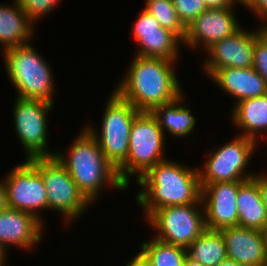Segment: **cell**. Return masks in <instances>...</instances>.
<instances>
[{
  "mask_svg": "<svg viewBox=\"0 0 267 266\" xmlns=\"http://www.w3.org/2000/svg\"><path fill=\"white\" fill-rule=\"evenodd\" d=\"M130 261L125 266H154L141 252L132 257Z\"/></svg>",
  "mask_w": 267,
  "mask_h": 266,
  "instance_id": "33",
  "label": "cell"
},
{
  "mask_svg": "<svg viewBox=\"0 0 267 266\" xmlns=\"http://www.w3.org/2000/svg\"><path fill=\"white\" fill-rule=\"evenodd\" d=\"M206 9L231 8L236 4L233 0H204Z\"/></svg>",
  "mask_w": 267,
  "mask_h": 266,
  "instance_id": "32",
  "label": "cell"
},
{
  "mask_svg": "<svg viewBox=\"0 0 267 266\" xmlns=\"http://www.w3.org/2000/svg\"><path fill=\"white\" fill-rule=\"evenodd\" d=\"M140 244V252L154 266H183L187 257V249L162 242L155 237Z\"/></svg>",
  "mask_w": 267,
  "mask_h": 266,
  "instance_id": "24",
  "label": "cell"
},
{
  "mask_svg": "<svg viewBox=\"0 0 267 266\" xmlns=\"http://www.w3.org/2000/svg\"><path fill=\"white\" fill-rule=\"evenodd\" d=\"M4 66L16 96L54 102L55 84L51 66L30 43L5 49ZM55 85V86H54Z\"/></svg>",
  "mask_w": 267,
  "mask_h": 266,
  "instance_id": "4",
  "label": "cell"
},
{
  "mask_svg": "<svg viewBox=\"0 0 267 266\" xmlns=\"http://www.w3.org/2000/svg\"><path fill=\"white\" fill-rule=\"evenodd\" d=\"M136 56L158 57L177 61L183 41L174 32L140 33Z\"/></svg>",
  "mask_w": 267,
  "mask_h": 266,
  "instance_id": "22",
  "label": "cell"
},
{
  "mask_svg": "<svg viewBox=\"0 0 267 266\" xmlns=\"http://www.w3.org/2000/svg\"><path fill=\"white\" fill-rule=\"evenodd\" d=\"M183 266H204V265L187 255V257L184 260Z\"/></svg>",
  "mask_w": 267,
  "mask_h": 266,
  "instance_id": "36",
  "label": "cell"
},
{
  "mask_svg": "<svg viewBox=\"0 0 267 266\" xmlns=\"http://www.w3.org/2000/svg\"><path fill=\"white\" fill-rule=\"evenodd\" d=\"M165 135L152 112H140L135 117L126 161L117 169L120 180L127 188L130 186V177L136 176L135 181H137L151 167L168 159L164 156Z\"/></svg>",
  "mask_w": 267,
  "mask_h": 266,
  "instance_id": "5",
  "label": "cell"
},
{
  "mask_svg": "<svg viewBox=\"0 0 267 266\" xmlns=\"http://www.w3.org/2000/svg\"><path fill=\"white\" fill-rule=\"evenodd\" d=\"M238 226L264 231L267 227V210L262 202L256 182L245 180L237 193Z\"/></svg>",
  "mask_w": 267,
  "mask_h": 266,
  "instance_id": "20",
  "label": "cell"
},
{
  "mask_svg": "<svg viewBox=\"0 0 267 266\" xmlns=\"http://www.w3.org/2000/svg\"><path fill=\"white\" fill-rule=\"evenodd\" d=\"M6 260L5 258L0 254V266H6Z\"/></svg>",
  "mask_w": 267,
  "mask_h": 266,
  "instance_id": "38",
  "label": "cell"
},
{
  "mask_svg": "<svg viewBox=\"0 0 267 266\" xmlns=\"http://www.w3.org/2000/svg\"><path fill=\"white\" fill-rule=\"evenodd\" d=\"M257 142L251 138L238 135L221 147H213L207 153L206 162L198 168L200 184L217 182L245 181L255 173H248V164L256 152ZM247 170V171H245Z\"/></svg>",
  "mask_w": 267,
  "mask_h": 266,
  "instance_id": "8",
  "label": "cell"
},
{
  "mask_svg": "<svg viewBox=\"0 0 267 266\" xmlns=\"http://www.w3.org/2000/svg\"><path fill=\"white\" fill-rule=\"evenodd\" d=\"M6 188L7 207L35 215L41 218V209L47 210V192L41 174L28 161L15 165L3 177Z\"/></svg>",
  "mask_w": 267,
  "mask_h": 266,
  "instance_id": "11",
  "label": "cell"
},
{
  "mask_svg": "<svg viewBox=\"0 0 267 266\" xmlns=\"http://www.w3.org/2000/svg\"><path fill=\"white\" fill-rule=\"evenodd\" d=\"M233 1L236 3V5L239 3L243 6L248 0H233Z\"/></svg>",
  "mask_w": 267,
  "mask_h": 266,
  "instance_id": "39",
  "label": "cell"
},
{
  "mask_svg": "<svg viewBox=\"0 0 267 266\" xmlns=\"http://www.w3.org/2000/svg\"><path fill=\"white\" fill-rule=\"evenodd\" d=\"M263 22L259 28H256V32L258 35V38L261 42H263L267 46V18L261 19Z\"/></svg>",
  "mask_w": 267,
  "mask_h": 266,
  "instance_id": "34",
  "label": "cell"
},
{
  "mask_svg": "<svg viewBox=\"0 0 267 266\" xmlns=\"http://www.w3.org/2000/svg\"><path fill=\"white\" fill-rule=\"evenodd\" d=\"M176 62L134 55L128 71L113 90L138 111L152 112L184 93L175 73Z\"/></svg>",
  "mask_w": 267,
  "mask_h": 266,
  "instance_id": "1",
  "label": "cell"
},
{
  "mask_svg": "<svg viewBox=\"0 0 267 266\" xmlns=\"http://www.w3.org/2000/svg\"><path fill=\"white\" fill-rule=\"evenodd\" d=\"M225 241L227 258L245 266H267V245L264 231L241 226L220 230Z\"/></svg>",
  "mask_w": 267,
  "mask_h": 266,
  "instance_id": "16",
  "label": "cell"
},
{
  "mask_svg": "<svg viewBox=\"0 0 267 266\" xmlns=\"http://www.w3.org/2000/svg\"><path fill=\"white\" fill-rule=\"evenodd\" d=\"M209 78L224 92L234 97L235 103L267 94V82L250 68L224 67Z\"/></svg>",
  "mask_w": 267,
  "mask_h": 266,
  "instance_id": "17",
  "label": "cell"
},
{
  "mask_svg": "<svg viewBox=\"0 0 267 266\" xmlns=\"http://www.w3.org/2000/svg\"><path fill=\"white\" fill-rule=\"evenodd\" d=\"M133 39L135 42L140 38V33L150 32H172L169 29L163 28L161 24L147 11L142 9L141 13L135 20L132 26Z\"/></svg>",
  "mask_w": 267,
  "mask_h": 266,
  "instance_id": "28",
  "label": "cell"
},
{
  "mask_svg": "<svg viewBox=\"0 0 267 266\" xmlns=\"http://www.w3.org/2000/svg\"><path fill=\"white\" fill-rule=\"evenodd\" d=\"M43 224L29 212L8 207L0 211V254L7 260L10 245L24 251L36 248L46 230Z\"/></svg>",
  "mask_w": 267,
  "mask_h": 266,
  "instance_id": "15",
  "label": "cell"
},
{
  "mask_svg": "<svg viewBox=\"0 0 267 266\" xmlns=\"http://www.w3.org/2000/svg\"><path fill=\"white\" fill-rule=\"evenodd\" d=\"M146 221L156 230L153 235L156 239L186 249L206 230L201 199L197 203L154 210Z\"/></svg>",
  "mask_w": 267,
  "mask_h": 266,
  "instance_id": "9",
  "label": "cell"
},
{
  "mask_svg": "<svg viewBox=\"0 0 267 266\" xmlns=\"http://www.w3.org/2000/svg\"><path fill=\"white\" fill-rule=\"evenodd\" d=\"M187 255L204 266H218L227 258L221 231L206 229L187 247Z\"/></svg>",
  "mask_w": 267,
  "mask_h": 266,
  "instance_id": "23",
  "label": "cell"
},
{
  "mask_svg": "<svg viewBox=\"0 0 267 266\" xmlns=\"http://www.w3.org/2000/svg\"><path fill=\"white\" fill-rule=\"evenodd\" d=\"M7 208L6 188L3 178L0 179V211Z\"/></svg>",
  "mask_w": 267,
  "mask_h": 266,
  "instance_id": "35",
  "label": "cell"
},
{
  "mask_svg": "<svg viewBox=\"0 0 267 266\" xmlns=\"http://www.w3.org/2000/svg\"><path fill=\"white\" fill-rule=\"evenodd\" d=\"M14 101V131L25 150V160L55 156L57 149L49 151L47 124L48 111L53 109L54 103L20 97H16Z\"/></svg>",
  "mask_w": 267,
  "mask_h": 266,
  "instance_id": "10",
  "label": "cell"
},
{
  "mask_svg": "<svg viewBox=\"0 0 267 266\" xmlns=\"http://www.w3.org/2000/svg\"><path fill=\"white\" fill-rule=\"evenodd\" d=\"M139 113L112 90L103 111L101 130L91 125L84 126L98 141L105 158L116 170L126 161L131 127Z\"/></svg>",
  "mask_w": 267,
  "mask_h": 266,
  "instance_id": "6",
  "label": "cell"
},
{
  "mask_svg": "<svg viewBox=\"0 0 267 266\" xmlns=\"http://www.w3.org/2000/svg\"><path fill=\"white\" fill-rule=\"evenodd\" d=\"M255 30V31H254ZM248 31L242 27L231 36L212 44L205 51L204 73L210 77L224 67L250 68L253 64L255 42L259 39L256 29Z\"/></svg>",
  "mask_w": 267,
  "mask_h": 266,
  "instance_id": "12",
  "label": "cell"
},
{
  "mask_svg": "<svg viewBox=\"0 0 267 266\" xmlns=\"http://www.w3.org/2000/svg\"><path fill=\"white\" fill-rule=\"evenodd\" d=\"M180 21L185 27L206 10L204 0H172Z\"/></svg>",
  "mask_w": 267,
  "mask_h": 266,
  "instance_id": "27",
  "label": "cell"
},
{
  "mask_svg": "<svg viewBox=\"0 0 267 266\" xmlns=\"http://www.w3.org/2000/svg\"><path fill=\"white\" fill-rule=\"evenodd\" d=\"M252 67L267 82V46L259 39L254 45Z\"/></svg>",
  "mask_w": 267,
  "mask_h": 266,
  "instance_id": "29",
  "label": "cell"
},
{
  "mask_svg": "<svg viewBox=\"0 0 267 266\" xmlns=\"http://www.w3.org/2000/svg\"><path fill=\"white\" fill-rule=\"evenodd\" d=\"M136 183L141 187L136 202L145 218L162 207L197 203L201 199L198 169L170 159L151 167Z\"/></svg>",
  "mask_w": 267,
  "mask_h": 266,
  "instance_id": "2",
  "label": "cell"
},
{
  "mask_svg": "<svg viewBox=\"0 0 267 266\" xmlns=\"http://www.w3.org/2000/svg\"><path fill=\"white\" fill-rule=\"evenodd\" d=\"M28 161L41 174L47 192V210L61 213L63 223H73L86 213L91 203L78 190L64 165L55 157H36Z\"/></svg>",
  "mask_w": 267,
  "mask_h": 266,
  "instance_id": "7",
  "label": "cell"
},
{
  "mask_svg": "<svg viewBox=\"0 0 267 266\" xmlns=\"http://www.w3.org/2000/svg\"><path fill=\"white\" fill-rule=\"evenodd\" d=\"M243 6L254 12L257 18H267V0H248Z\"/></svg>",
  "mask_w": 267,
  "mask_h": 266,
  "instance_id": "30",
  "label": "cell"
},
{
  "mask_svg": "<svg viewBox=\"0 0 267 266\" xmlns=\"http://www.w3.org/2000/svg\"><path fill=\"white\" fill-rule=\"evenodd\" d=\"M20 7L27 15L28 19L34 24L41 17L53 11L60 0H17Z\"/></svg>",
  "mask_w": 267,
  "mask_h": 266,
  "instance_id": "26",
  "label": "cell"
},
{
  "mask_svg": "<svg viewBox=\"0 0 267 266\" xmlns=\"http://www.w3.org/2000/svg\"><path fill=\"white\" fill-rule=\"evenodd\" d=\"M243 182L200 184L206 229L238 226L237 193Z\"/></svg>",
  "mask_w": 267,
  "mask_h": 266,
  "instance_id": "14",
  "label": "cell"
},
{
  "mask_svg": "<svg viewBox=\"0 0 267 266\" xmlns=\"http://www.w3.org/2000/svg\"><path fill=\"white\" fill-rule=\"evenodd\" d=\"M231 119V123L241 131L239 135L259 143L260 133H267V94L234 104ZM266 136L267 134H264L263 138Z\"/></svg>",
  "mask_w": 267,
  "mask_h": 266,
  "instance_id": "18",
  "label": "cell"
},
{
  "mask_svg": "<svg viewBox=\"0 0 267 266\" xmlns=\"http://www.w3.org/2000/svg\"><path fill=\"white\" fill-rule=\"evenodd\" d=\"M68 150L65 155L58 150L55 157L64 165L78 190L92 206L105 188L118 191L128 189L120 180L116 168L105 158L98 141L85 127Z\"/></svg>",
  "mask_w": 267,
  "mask_h": 266,
  "instance_id": "3",
  "label": "cell"
},
{
  "mask_svg": "<svg viewBox=\"0 0 267 266\" xmlns=\"http://www.w3.org/2000/svg\"><path fill=\"white\" fill-rule=\"evenodd\" d=\"M0 4V44L2 51L33 40L35 25L28 19L17 0ZM13 5V6H12Z\"/></svg>",
  "mask_w": 267,
  "mask_h": 266,
  "instance_id": "19",
  "label": "cell"
},
{
  "mask_svg": "<svg viewBox=\"0 0 267 266\" xmlns=\"http://www.w3.org/2000/svg\"><path fill=\"white\" fill-rule=\"evenodd\" d=\"M261 172H257L252 179L256 182L260 194H261V198H262V202L266 207L267 210V173H261Z\"/></svg>",
  "mask_w": 267,
  "mask_h": 266,
  "instance_id": "31",
  "label": "cell"
},
{
  "mask_svg": "<svg viewBox=\"0 0 267 266\" xmlns=\"http://www.w3.org/2000/svg\"><path fill=\"white\" fill-rule=\"evenodd\" d=\"M264 233H265V237H266V245H267V227L265 228Z\"/></svg>",
  "mask_w": 267,
  "mask_h": 266,
  "instance_id": "40",
  "label": "cell"
},
{
  "mask_svg": "<svg viewBox=\"0 0 267 266\" xmlns=\"http://www.w3.org/2000/svg\"><path fill=\"white\" fill-rule=\"evenodd\" d=\"M185 93L176 100L156 107L152 114L157 118L160 128L164 133L173 137H187L196 127V117L191 113L190 107L184 105Z\"/></svg>",
  "mask_w": 267,
  "mask_h": 266,
  "instance_id": "21",
  "label": "cell"
},
{
  "mask_svg": "<svg viewBox=\"0 0 267 266\" xmlns=\"http://www.w3.org/2000/svg\"><path fill=\"white\" fill-rule=\"evenodd\" d=\"M144 10L151 14L163 28L174 32L182 41L186 27L180 21L172 0H145Z\"/></svg>",
  "mask_w": 267,
  "mask_h": 266,
  "instance_id": "25",
  "label": "cell"
},
{
  "mask_svg": "<svg viewBox=\"0 0 267 266\" xmlns=\"http://www.w3.org/2000/svg\"><path fill=\"white\" fill-rule=\"evenodd\" d=\"M234 10V7L206 9L186 27L183 44L205 52L215 42L234 34L242 27Z\"/></svg>",
  "mask_w": 267,
  "mask_h": 266,
  "instance_id": "13",
  "label": "cell"
},
{
  "mask_svg": "<svg viewBox=\"0 0 267 266\" xmlns=\"http://www.w3.org/2000/svg\"><path fill=\"white\" fill-rule=\"evenodd\" d=\"M218 266H245V265L239 264L235 262L234 260L226 258Z\"/></svg>",
  "mask_w": 267,
  "mask_h": 266,
  "instance_id": "37",
  "label": "cell"
}]
</instances>
